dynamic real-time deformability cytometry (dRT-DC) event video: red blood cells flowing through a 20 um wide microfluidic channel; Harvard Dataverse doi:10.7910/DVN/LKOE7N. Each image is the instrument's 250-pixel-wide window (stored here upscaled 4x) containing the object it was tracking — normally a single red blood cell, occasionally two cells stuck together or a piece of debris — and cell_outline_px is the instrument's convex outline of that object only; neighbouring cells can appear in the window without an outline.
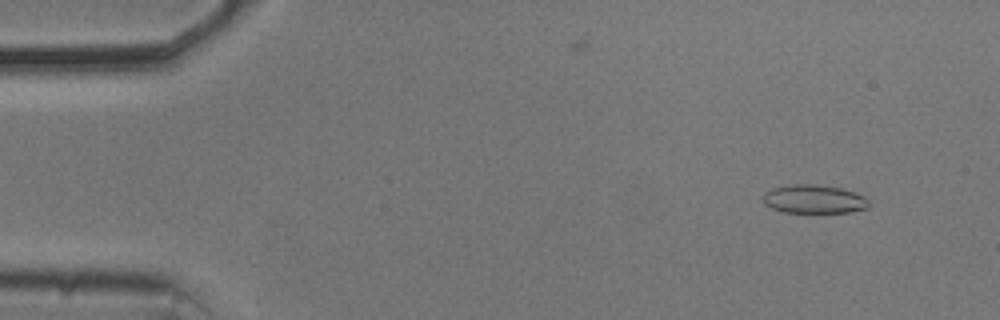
{"species": "common noctule bat (a hibernating species)", "species_latin": "Nyctalus noctula", "temperature_condition": "cold", "stored_images_in_passage": 54, "camera_frame_rate_fps": 3000, "um_per_image_px": 0.085, "animal": {"sex": "male", "body_mass_g": 20.5, "forearm_length_mm": 52.5}, "frame": {"image": 1, "passage_image": 5, "time_ms": 1.333, "image_size_px": [1000, 320], "cell_outline_px": [[868, 208], [848, 212], [784, 212], [772, 208], [764, 204], [764, 192], [772, 188], [792, 184], [816, 184], [840, 188], [864, 196], [868, 200]], "centroid_in_image_um": [69.16, 16.92], "position_along_channel_um": 15.8, "area_um2": 17.46}}
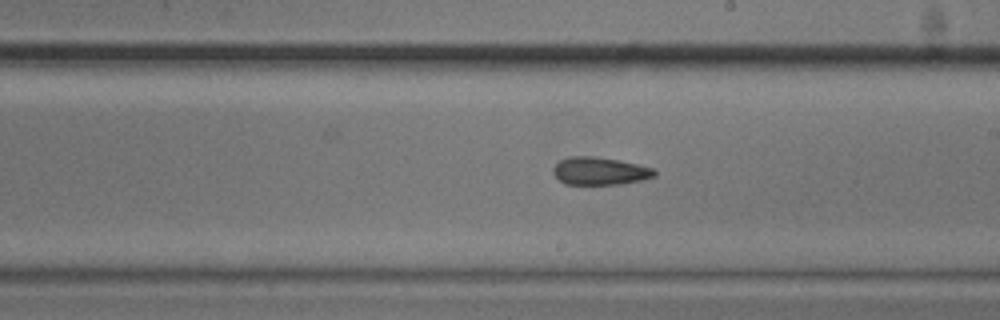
{"frame": {"image": 2, "passage_image": 31, "time_ms": 10.0, "image_size_px": [1000, 320], "cell_outline_px": [[656, 176], [640, 180], [620, 184], [564, 184], [552, 172], [552, 168], [560, 160], [568, 156], [592, 156], [620, 160], [652, 168], [656, 172]], "centroid_in_image_um": [50.95, 14.53], "position_along_channel_um": 238.0, "area_um2": 16.3}}
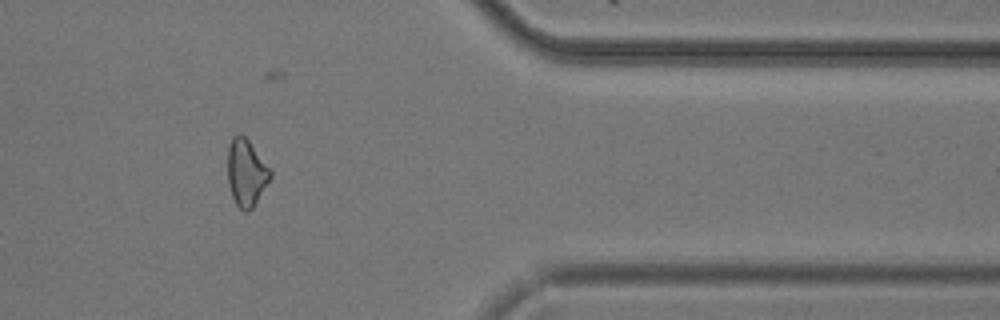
{"frame": {"image": 3, "passage_image": 45, "time_ms": 14.667, "image_size_px": [1000, 320], "cell_outline_px": [[272, 176], [256, 204], [248, 212], [244, 212], [236, 204], [232, 196], [228, 184], [228, 148], [232, 136], [240, 132], [248, 140], [272, 172]], "centroid_in_image_um": [20.93, 14.7], "position_along_channel_um": 390.5, "area_um2": 16.65}, "authors_computed_cell_mechanics": {"area_um2": 17.3111, "velocity_mm_per_s": 3.7073, "shape_relaxation_time_tau1_ms": 7.5789, "shape_relaxation_time_tau2_ms": 4.4508, "deformation_change_tau1": 0.1432, "deformation_change_tau2": 0.1272}}